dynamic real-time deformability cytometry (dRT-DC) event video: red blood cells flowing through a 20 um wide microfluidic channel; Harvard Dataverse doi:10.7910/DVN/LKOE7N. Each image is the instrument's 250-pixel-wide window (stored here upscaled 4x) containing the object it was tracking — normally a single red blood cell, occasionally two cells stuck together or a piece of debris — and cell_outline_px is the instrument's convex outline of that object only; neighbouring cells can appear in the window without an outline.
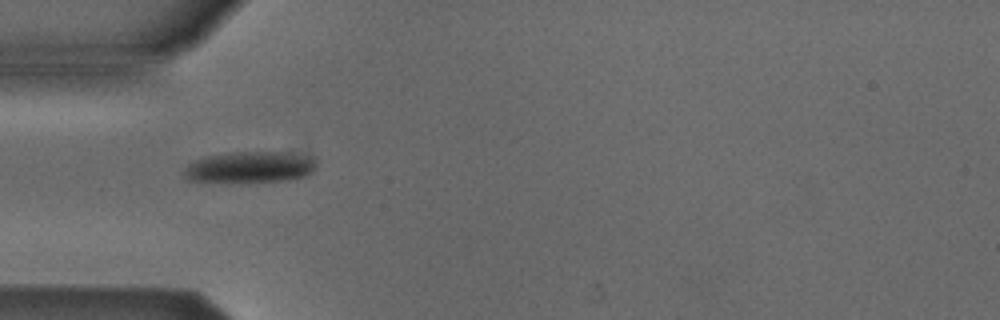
{"species": "Egyptian fruit bat (a non-hibernating species)", "species_latin": "Rousettus aegyptiacus", "temperature_condition": "cold", "stored_images_in_passage": 39, "camera_frame_rate_fps": 3000, "um_per_image_px": 0.085, "animal": {"sex": "male"}, "frame": {"image": 1, "passage_image": 2, "time_ms": 0.333, "image_size_px": [1000, 320], "cell_outline_px": [[316, 168], [312, 172], [304, 176], [288, 180], [188, 180], [184, 176], [184, 168], [188, 164], [204, 156], [236, 152], [280, 152], [312, 156], [316, 164]], "centroid_in_image_um": [21.28, 14.17], "position_along_channel_um": 63.7, "area_um2": 23.29}}
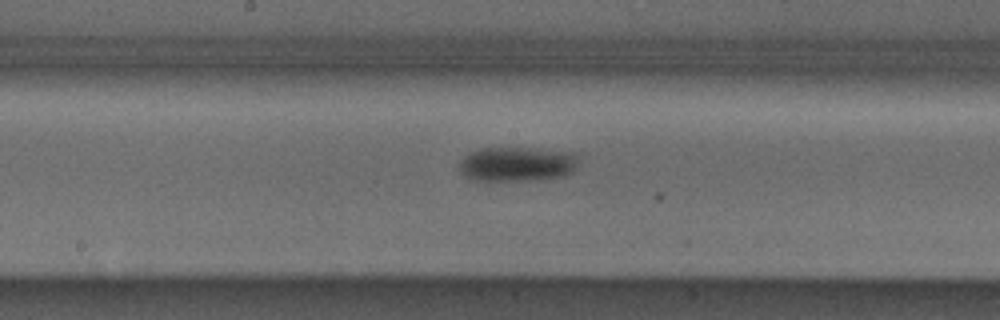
{"frame": {"image": 2, "passage_image": 13, "time_ms": 4.0, "image_size_px": [1000, 320], "cell_outline_px": [[580, 156], [576, 168], [572, 172], [564, 176], [544, 180], [472, 180], [464, 176], [460, 172], [460, 160], [464, 156], [480, 148], [532, 148], [572, 152]], "centroid_in_image_um": [43.99, 13.95], "position_along_channel_um": 204.2, "area_um2": 24.33}}
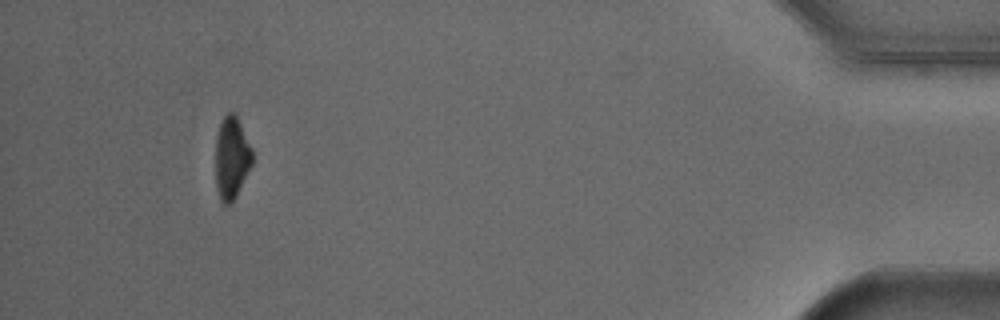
{"frame": {"image": 3, "passage_image": 35, "time_ms": 11.333, "image_size_px": [1000, 320], "cell_outline_px": [[252, 164], [236, 196], [228, 204], [224, 204], [220, 200], [216, 188], [216, 136], [220, 124], [224, 116], [228, 112], [236, 112], [252, 148]], "centroid_in_image_um": [19.69, 13.37], "position_along_channel_um": 415.5, "area_um2": 17.69}, "authors_computed_cell_mechanics": {"area_um2": 22.831, "velocity_mm_per_s": 3.8609, "shape_relaxation_time_tau1_ms": 5.7353, "shape_relaxation_time_tau2_ms": null, "deformation_change_tau1": 0.1191, "deformation_change_tau2": null}}